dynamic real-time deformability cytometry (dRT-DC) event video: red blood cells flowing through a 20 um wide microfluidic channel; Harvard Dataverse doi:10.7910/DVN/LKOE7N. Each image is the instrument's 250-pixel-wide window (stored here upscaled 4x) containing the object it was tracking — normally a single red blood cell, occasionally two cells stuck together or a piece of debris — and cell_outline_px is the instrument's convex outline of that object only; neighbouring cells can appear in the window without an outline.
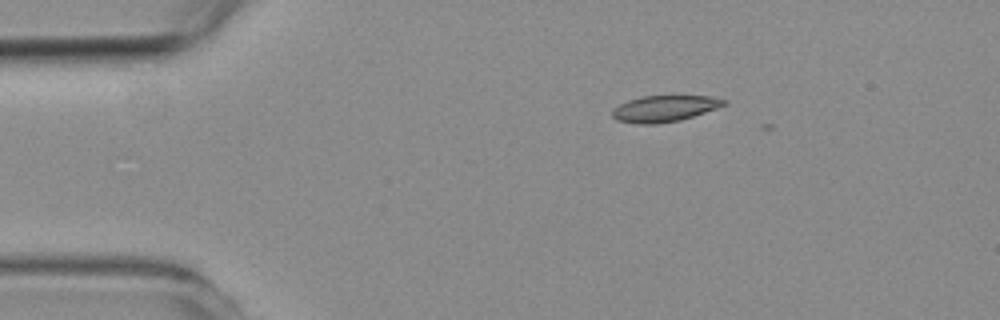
{"species": "common noctule bat (a hibernating species)", "species_latin": "Nyctalus noctula", "temperature_condition": "room temperature", "stored_images_in_passage": 2, "camera_frame_rate_fps": 3000, "um_per_image_px": 0.085, "animal": {"sex": "female", "body_mass_g": 19.3, "forearm_length_mm": 54.1}, "frame": {"image": 1, "passage_image": 1, "time_ms": 0.0, "image_size_px": [1000, 320], "cell_outline_px": [[728, 104], [680, 120], [656, 124], [636, 124], [616, 120], [612, 116], [612, 108], [628, 100], [644, 96], [708, 96], [728, 100]], "centroid_in_image_um": [56.45, 9.23], "position_along_channel_um": 28.5, "area_um2": 17.05}}